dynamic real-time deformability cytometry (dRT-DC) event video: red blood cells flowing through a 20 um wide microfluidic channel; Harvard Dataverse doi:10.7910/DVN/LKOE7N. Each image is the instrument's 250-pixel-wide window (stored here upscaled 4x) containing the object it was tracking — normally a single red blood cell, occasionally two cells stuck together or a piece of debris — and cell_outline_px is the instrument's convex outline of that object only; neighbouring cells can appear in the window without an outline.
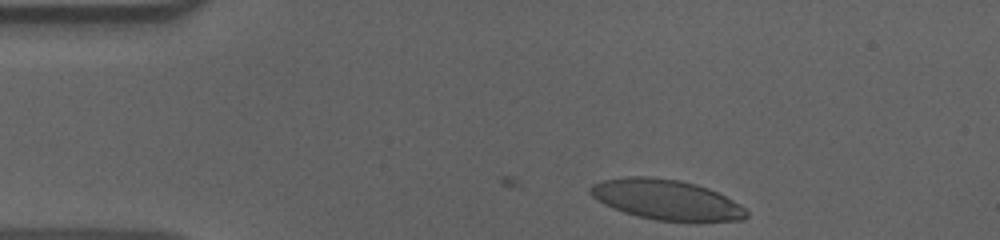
{"species": "human", "species_latin": "Homo sapiens", "temperature_condition": "cold", "stored_images_in_passage": 39, "camera_frame_rate_fps": 3000, "um_per_image_px": 0.085, "donor": {"sex": "male"}, "frame": {"image": 1, "passage_image": 1, "time_ms": 0.0, "image_size_px": [1000, 240], "cell_outline_px": [[748, 216], [744, 220], [696, 224], [656, 220], [636, 216], [612, 208], [596, 200], [588, 192], [588, 188], [592, 184], [604, 180], [628, 176], [648, 176], [680, 180], [696, 184], [708, 188], [740, 204], [748, 212]], "centroid_in_image_um": [56.68, 17.02], "position_along_channel_um": 28.3, "area_um2": 37.51}}
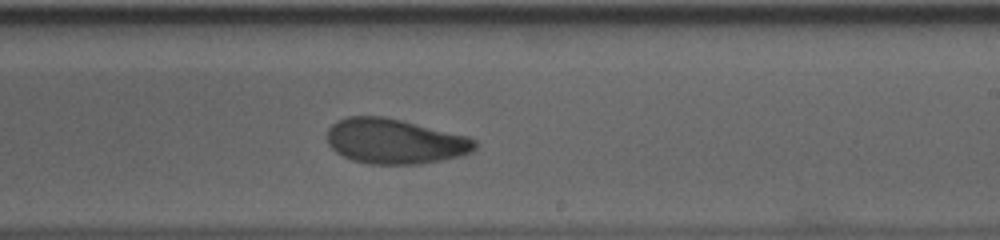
{"frame": {"image": 2, "passage_image": 25, "time_ms": 8.0, "image_size_px": [1000, 240], "cell_outline_px": [[476, 148], [472, 152], [460, 156], [420, 164], [368, 164], [352, 160], [336, 152], [328, 144], [328, 128], [336, 120], [348, 116], [384, 116], [468, 136], [476, 140]], "centroid_in_image_um": [33.55, 12.01], "position_along_channel_um": 255.4, "area_um2": 38.84}}
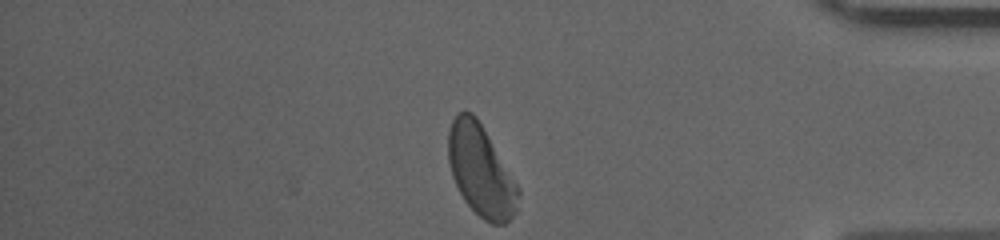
{"frame": {"image": 3, "passage_image": 39, "time_ms": 12.667, "image_size_px": [1000, 240], "cell_outline_px": [[520, 196], [516, 212], [504, 224], [492, 224], [484, 220], [464, 200], [452, 176], [448, 160], [448, 132], [452, 120], [456, 112], [464, 108], [472, 112], [476, 116], [520, 188]], "centroid_in_image_um": [40.87, 14.48], "position_along_channel_um": 394.3, "area_um2": 37.22}, "authors_computed_cell_mechanics": {"area_um2": 38.7838, "velocity_mm_per_s": 3.5953, "shape_relaxation_time_tau1_ms": 4.8168, "shape_relaxation_time_tau2_ms": 1.8665, "deformation_change_tau1": 0.1565, "deformation_change_tau2": 0.0752}}